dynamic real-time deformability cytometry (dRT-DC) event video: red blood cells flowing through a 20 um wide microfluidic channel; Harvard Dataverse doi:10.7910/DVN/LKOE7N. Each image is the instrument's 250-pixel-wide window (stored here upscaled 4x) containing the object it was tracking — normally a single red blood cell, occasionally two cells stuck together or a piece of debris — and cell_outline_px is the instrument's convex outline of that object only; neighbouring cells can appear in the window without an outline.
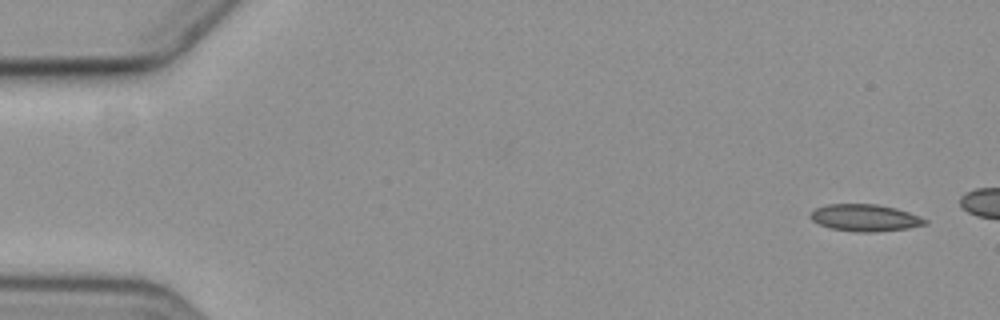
{"species": "common noctule bat (a hibernating species)", "species_latin": "Nyctalus noctula", "temperature_condition": "cold", "stored_images_in_passage": 5, "camera_frame_rate_fps": 3000, "um_per_image_px": 0.085, "animal": {"sex": "female", "body_mass_g": 19.3, "forearm_length_mm": 54.1}, "frame": {"image": 1, "passage_image": 1, "time_ms": 0.0, "image_size_px": [1000, 320], "cell_outline_px": [[928, 224], [908, 228], [876, 232], [856, 232], [832, 228], [820, 224], [812, 220], [808, 216], [816, 208], [828, 204], [876, 204], [896, 208], [920, 216], [928, 220]], "centroid_in_image_um": [73.55, 18.51], "position_along_channel_um": 11.4, "area_um2": 17.98}}